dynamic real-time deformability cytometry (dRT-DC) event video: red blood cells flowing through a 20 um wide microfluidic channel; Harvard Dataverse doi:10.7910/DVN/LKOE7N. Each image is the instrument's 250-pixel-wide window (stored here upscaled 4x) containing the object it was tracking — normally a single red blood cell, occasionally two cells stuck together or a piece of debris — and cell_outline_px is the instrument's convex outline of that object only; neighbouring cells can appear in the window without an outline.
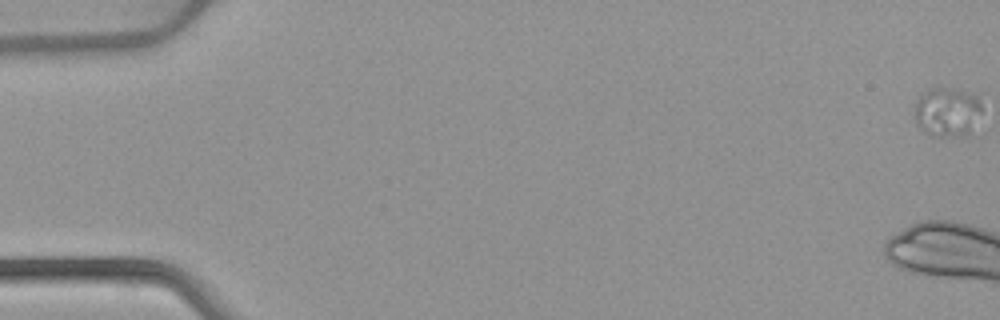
{"species": "common noctule bat (a hibernating species)", "species_latin": "Nyctalus noctula", "temperature_condition": "warm", "stored_images_in_passage": 6, "camera_frame_rate_fps": 3000, "um_per_image_px": 0.085, "animal": {"sex": "female", "body_mass_g": 22.7, "forearm_length_mm": 54.2}, "frame": {"image": 1, "passage_image": 1, "time_ms": 0.0, "image_size_px": [1000, 320], "cell_outline_px": [[980, 112], [968, 132], [964, 136], [940, 136], [924, 132], [916, 124], [916, 100], [928, 88], [936, 84], [944, 84], [956, 88], [976, 96], [980, 100]], "centroid_in_image_um": [80.46, 9.43], "position_along_channel_um": 4.5, "area_um2": 19.36}}